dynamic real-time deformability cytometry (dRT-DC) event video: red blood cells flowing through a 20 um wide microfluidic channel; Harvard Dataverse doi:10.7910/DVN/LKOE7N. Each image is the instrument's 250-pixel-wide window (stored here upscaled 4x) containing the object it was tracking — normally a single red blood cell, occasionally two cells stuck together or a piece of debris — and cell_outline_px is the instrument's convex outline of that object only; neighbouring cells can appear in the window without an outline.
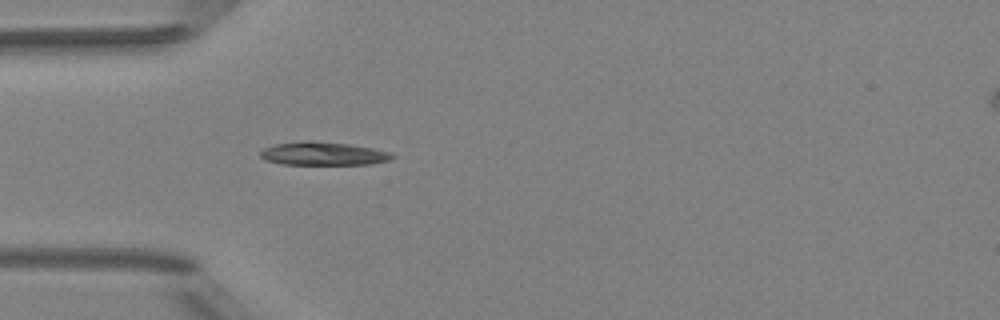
{"species": "Egyptian fruit bat (a non-hibernating species)", "species_latin": "Rousettus aegyptiacus", "temperature_condition": "room temperature", "stored_images_in_passage": 1, "camera_frame_rate_fps": 3000, "um_per_image_px": 0.085, "animal": {"sex": "female"}, "frame": {"image": 1, "passage_image": 1, "time_ms": 0.0, "image_size_px": [1000, 320], "cell_outline_px": [[396, 156], [392, 160], [372, 164], [284, 164], [264, 160], [260, 156], [260, 152], [264, 148], [276, 144], [304, 140], [308, 140], [348, 144], [372, 148], [388, 152]], "centroid_in_image_um": [27.48, 13.06], "position_along_channel_um": 57.5, "area_um2": 17.86}}